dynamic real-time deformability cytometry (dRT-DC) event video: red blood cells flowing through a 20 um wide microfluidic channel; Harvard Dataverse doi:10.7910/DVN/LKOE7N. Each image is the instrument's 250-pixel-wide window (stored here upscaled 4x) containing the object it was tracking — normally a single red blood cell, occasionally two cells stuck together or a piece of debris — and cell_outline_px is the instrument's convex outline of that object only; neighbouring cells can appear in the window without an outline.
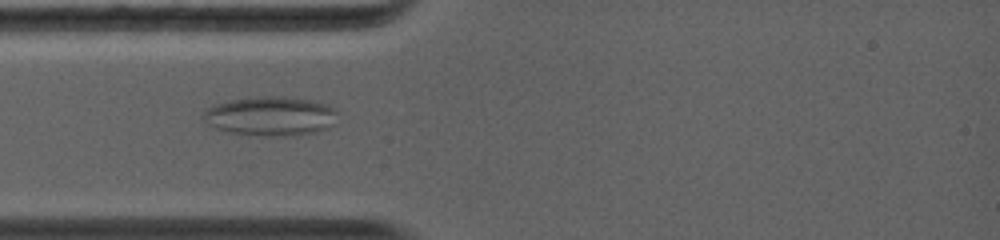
{"species": "common noctule bat (a hibernating species)", "species_latin": "Nyctalus noctula", "temperature_condition": "warm", "stored_images_in_passage": 39, "camera_frame_rate_fps": 5000, "um_per_image_px": 0.085, "animal": {"sex": "female", "body_mass_g": 19.0, "forearm_length_mm": 56.7}, "frame": {"image": 1, "passage_image": 22, "time_ms": 3.0, "image_size_px": [1000, 240], "cell_outline_px": [[336, 124], [328, 128], [316, 132], [296, 136], [264, 136], [232, 132], [208, 124], [200, 116], [204, 108], [212, 104], [232, 100], [260, 96], [280, 96], [308, 100], [328, 104], [336, 108]], "centroid_in_image_um": [23.02, 9.87], "position_along_channel_um": 62.0, "area_um2": 30.98}}
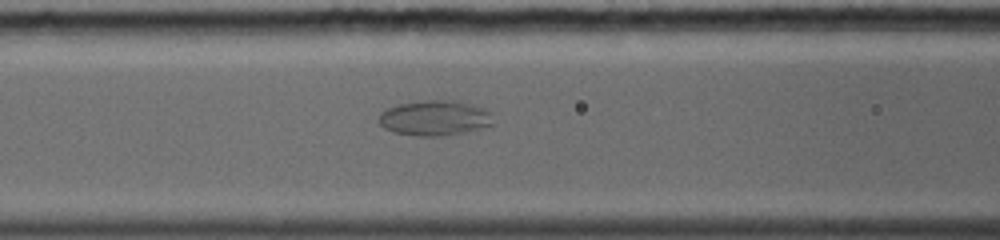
{"frame": {"image": 2, "passage_image": 32, "time_ms": 4.6, "image_size_px": [1000, 240], "cell_outline_px": [[492, 124], [464, 132], [440, 136], [416, 136], [392, 132], [384, 128], [380, 124], [380, 112], [388, 108], [400, 104], [428, 100], [444, 100], [468, 104], [484, 108], [488, 112]], "centroid_in_image_um": [36.87, 10.04], "position_along_channel_um": 129.7, "area_um2": 22.83}}
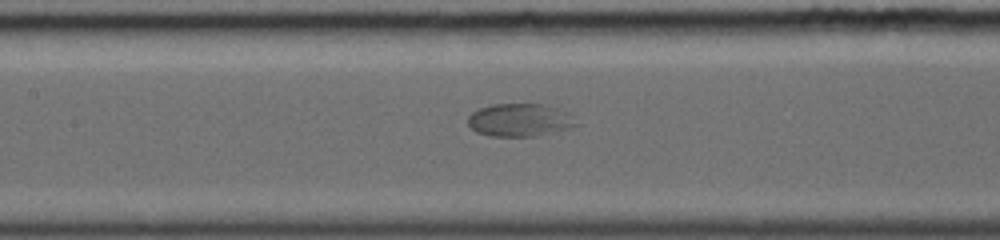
{"frame": {"image": 3, "passage_image": 36, "time_ms": 5.4, "image_size_px": [1000, 240], "cell_outline_px": [[576, 124], [568, 128], [536, 136], [492, 136], [476, 132], [468, 124], [468, 116], [472, 112], [480, 108], [492, 104], [544, 104], [564, 112]], "centroid_in_image_um": [44.07, 10.2], "position_along_channel_um": 163.3, "area_um2": 20.17}}